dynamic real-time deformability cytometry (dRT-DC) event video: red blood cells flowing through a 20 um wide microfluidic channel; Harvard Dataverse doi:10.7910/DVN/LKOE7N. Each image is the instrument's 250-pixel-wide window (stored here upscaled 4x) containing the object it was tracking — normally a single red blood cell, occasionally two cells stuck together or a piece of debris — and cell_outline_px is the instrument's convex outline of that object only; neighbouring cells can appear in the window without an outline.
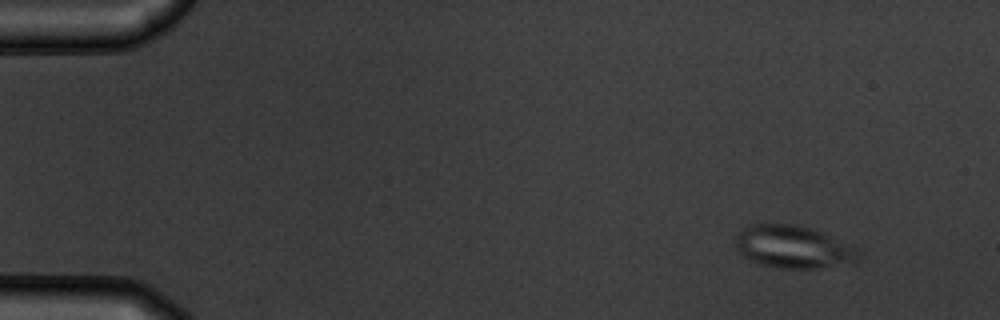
{"species": "common noctule bat (a hibernating species)", "species_latin": "Nyctalus noctula", "temperature_condition": "warm", "stored_images_in_passage": 50, "camera_frame_rate_fps": 3000, "um_per_image_px": 0.085, "animal": {"sex": "male", "body_mass_g": 19.5, "forearm_length_mm": 54.6}, "frame": {"image": 1, "passage_image": 1, "time_ms": 0.0, "image_size_px": [1000, 320], "cell_outline_px": [[864, 252], [860, 260], [856, 264], [816, 268], [776, 268], [760, 264], [736, 252], [736, 232], [752, 224], [800, 224], [824, 232], [860, 248]], "centroid_in_image_um": [67.54, 20.99], "position_along_channel_um": 17.5, "area_um2": 31.56}}
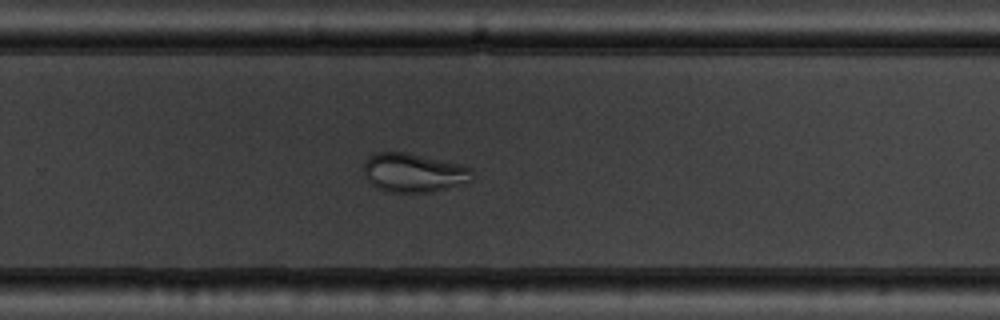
{"frame": {"image": 2, "passage_image": 32, "time_ms": 10.333, "image_size_px": [1000, 320], "cell_outline_px": [[472, 180], [444, 188], [428, 192], [392, 192], [380, 188], [372, 184], [364, 176], [364, 160], [368, 156], [376, 152], [408, 152], [460, 164], [472, 168]], "centroid_in_image_um": [35.12, 14.65], "position_along_channel_um": 294.7, "area_um2": 24.39}}
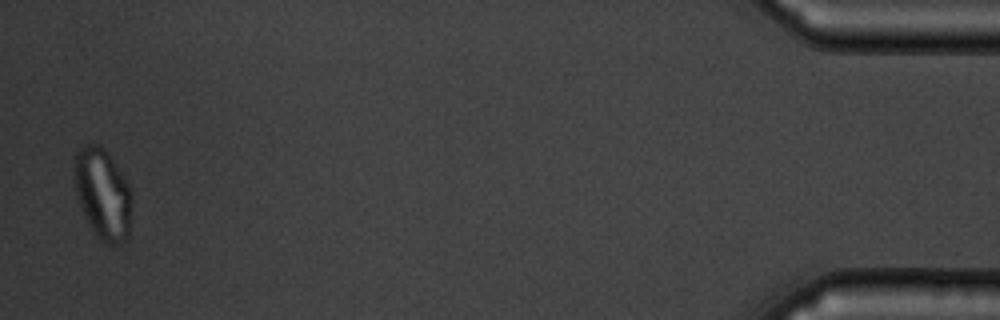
{"frame": {"image": 3, "passage_image": 49, "time_ms": 16.0, "image_size_px": [1000, 320], "cell_outline_px": [[132, 204], [128, 236], [120, 244], [104, 244], [96, 236], [88, 224], [84, 216], [76, 196], [76, 152], [84, 144], [100, 144], [104, 148], [128, 184], [132, 192]], "centroid_in_image_um": [8.75, 16.53], "position_along_channel_um": 426.4, "area_um2": 30.23}, "authors_computed_cell_mechanics": {"area_um2": 28.322, "velocity_mm_per_s": 3.781, "shape_relaxation_time_tau1_ms": 9.7401, "shape_relaxation_time_tau2_ms": 1.9687, "deformation_change_tau1": 0.1764, "deformation_change_tau2": 0.0692}}